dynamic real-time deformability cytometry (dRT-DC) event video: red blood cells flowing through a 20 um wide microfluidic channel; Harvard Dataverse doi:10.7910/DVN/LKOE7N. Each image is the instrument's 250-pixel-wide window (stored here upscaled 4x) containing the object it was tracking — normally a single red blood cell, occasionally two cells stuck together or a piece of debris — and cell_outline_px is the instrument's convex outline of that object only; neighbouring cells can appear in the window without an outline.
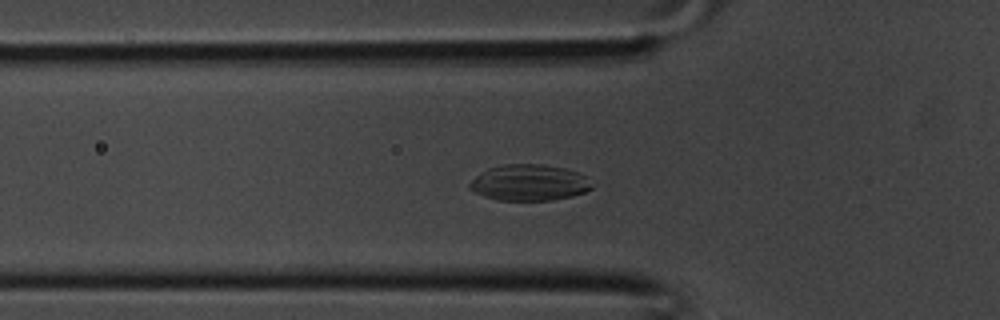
{"species": "common noctule bat (a hibernating species)", "species_latin": "Nyctalus noctula", "temperature_condition": "room temperature", "stored_images_in_passage": 37, "camera_frame_rate_fps": 3000, "um_per_image_px": 0.085, "animal": {"sex": "male", "body_mass_g": 20.1, "forearm_length_mm": 53.5}, "frame": {"image": 1, "passage_image": 11, "time_ms": 3.333, "image_size_px": [1000, 320], "cell_outline_px": [[596, 184], [592, 188], [584, 192], [572, 196], [552, 200], [496, 200], [472, 192], [468, 188], [468, 184], [480, 172], [488, 168], [504, 164], [540, 164], [564, 168], [580, 172], [588, 176]], "centroid_in_image_um": [45.02, 15.52], "position_along_channel_um": 80.8, "area_um2": 26.18}}
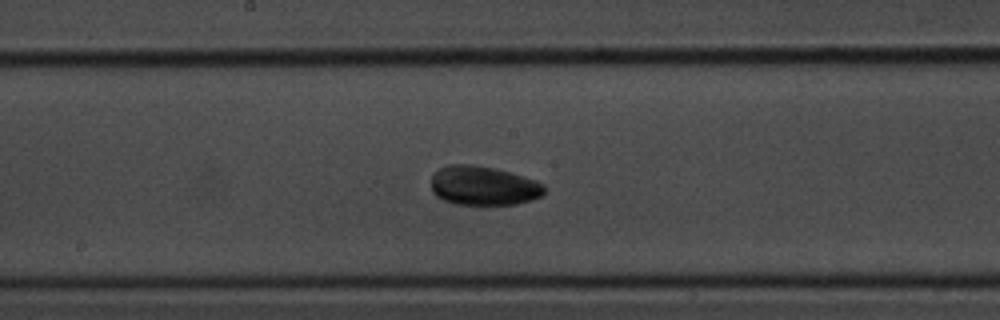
{"frame": {"image": 2, "passage_image": 18, "time_ms": 5.667, "image_size_px": [1000, 320], "cell_outline_px": [[544, 196], [532, 200], [516, 204], [456, 204], [444, 200], [436, 196], [432, 192], [432, 172], [448, 164], [472, 164], [492, 168], [524, 176], [536, 180], [544, 184]], "centroid_in_image_um": [41.09, 15.78], "position_along_channel_um": 207.1, "area_um2": 25.95}}
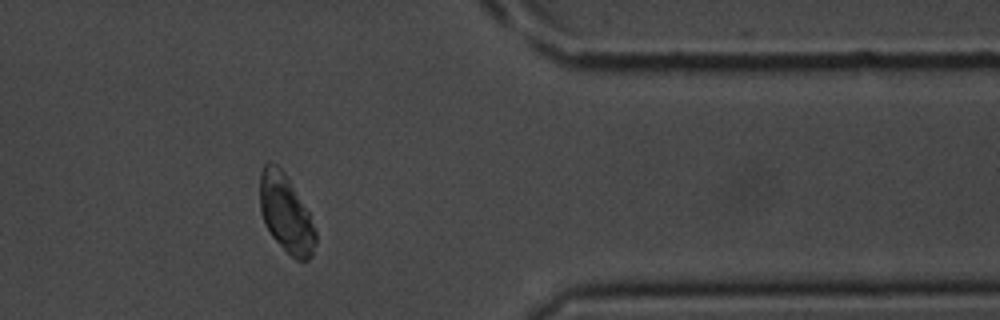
{"frame": {"image": 3, "passage_image": 29, "time_ms": 9.333, "image_size_px": [1000, 320], "cell_outline_px": [[316, 244], [312, 256], [308, 260], [296, 260], [272, 236], [264, 224], [260, 212], [260, 172], [264, 164], [276, 164], [284, 172], [308, 212], [316, 228]], "centroid_in_image_um": [24.3, 18.18], "position_along_channel_um": 387.1, "area_um2": 25.03}}